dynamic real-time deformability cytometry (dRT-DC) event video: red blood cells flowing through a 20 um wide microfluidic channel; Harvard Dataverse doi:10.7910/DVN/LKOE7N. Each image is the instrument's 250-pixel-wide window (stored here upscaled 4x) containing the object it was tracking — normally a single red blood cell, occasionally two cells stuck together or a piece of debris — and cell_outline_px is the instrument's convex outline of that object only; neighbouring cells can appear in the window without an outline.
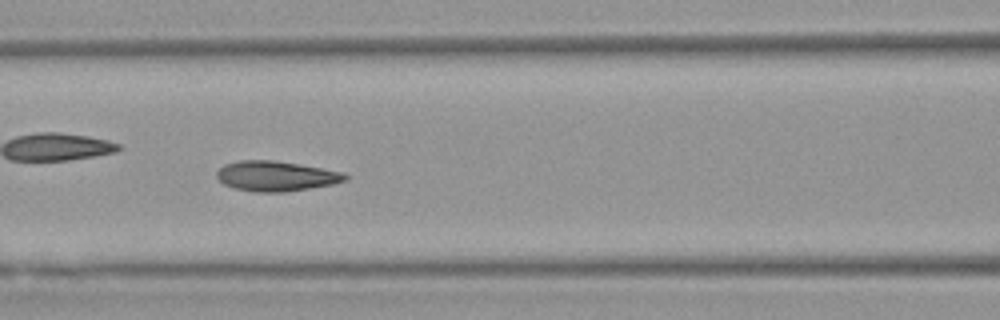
{"species": "Egyptian fruit bat (a non-hibernating species)", "species_latin": "Rousettus aegyptiacus", "temperature_condition": "warm", "stored_images_in_passage": 51, "camera_frame_rate_fps": 3000, "um_per_image_px": 0.085, "animal": {"sex": "female"}, "frame": {"image": 1, "passage_image": 22, "time_ms": 7.0, "image_size_px": [1000, 320], "cell_outline_px": [[348, 180], [332, 184], [284, 192], [256, 192], [236, 188], [224, 184], [216, 176], [216, 172], [224, 164], [240, 160], [276, 160], [300, 164], [344, 172], [348, 176]], "centroid_in_image_um": [23.47, 14.95], "position_along_channel_um": 143.1, "area_um2": 22.48}, "authors_computed_cell_mechanics": {"area_um2": 22.0796, "velocity_mm_per_s": 3.9513, "shape_relaxation_time_tau1_ms": 4.5096, "shape_relaxation_time_tau2_ms": 1.2812, "deformation_change_tau1": 0.1571, "deformation_change_tau2": 0.071}}